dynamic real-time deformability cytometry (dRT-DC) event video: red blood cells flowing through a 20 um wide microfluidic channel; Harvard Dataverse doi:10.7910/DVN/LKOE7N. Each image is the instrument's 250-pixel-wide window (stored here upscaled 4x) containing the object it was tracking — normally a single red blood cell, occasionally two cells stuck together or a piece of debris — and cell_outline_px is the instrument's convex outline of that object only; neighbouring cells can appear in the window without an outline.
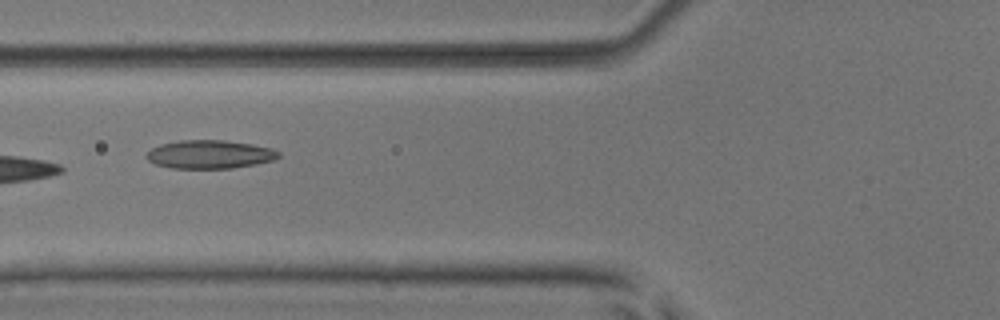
{"species": "common noctule bat (a hibernating species)", "species_latin": "Nyctalus noctula", "temperature_condition": "room temperature", "stored_images_in_passage": 8, "camera_frame_rate_fps": 3000, "um_per_image_px": 0.085, "animal": {"sex": "male", "body_mass_g": 17.9, "forearm_length_mm": 54.2}, "frame": {"image": 1, "passage_image": 6, "time_ms": 1.667, "image_size_px": [1000, 320], "cell_outline_px": [[280, 156], [276, 160], [256, 164], [232, 168], [172, 168], [156, 164], [148, 160], [144, 156], [152, 148], [160, 144], [180, 140], [224, 140], [252, 144], [272, 148], [280, 152]], "centroid_in_image_um": [17.85, 13.12], "position_along_channel_um": 108.0, "area_um2": 21.96}}
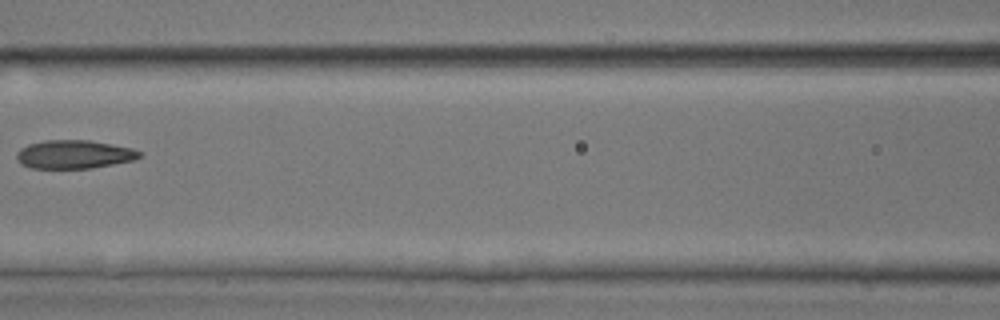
{"frame": {"image": 2, "passage_image": 7, "time_ms": 2.0, "image_size_px": [1000, 320], "cell_outline_px": [[140, 156], [132, 160], [92, 168], [32, 168], [20, 164], [16, 160], [16, 152], [20, 148], [28, 144], [44, 140], [88, 140], [112, 144], [132, 148], [140, 152]], "centroid_in_image_um": [6.23, 13.11], "position_along_channel_um": 160.4, "area_um2": 20.35}}
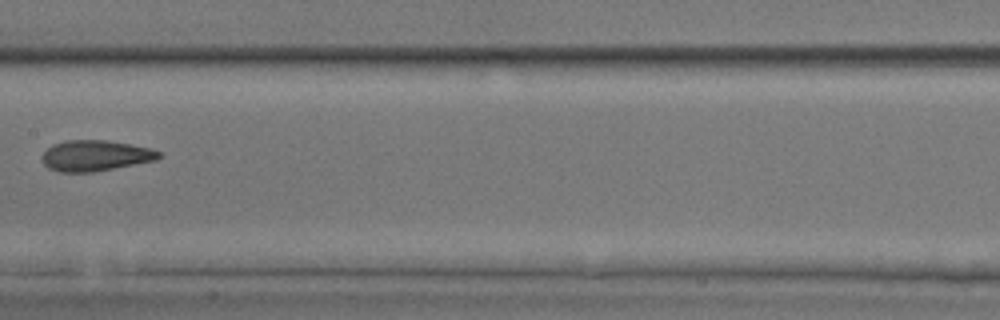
{"frame": {"image": 3, "passage_image": 8, "time_ms": 2.333, "image_size_px": [1000, 320], "cell_outline_px": [[160, 156], [156, 160], [92, 172], [60, 172], [48, 168], [44, 164], [40, 156], [52, 144], [68, 140], [104, 140], [152, 148], [160, 152]], "centroid_in_image_um": [8.06, 13.23], "position_along_channel_um": 199.3, "area_um2": 20.81}}